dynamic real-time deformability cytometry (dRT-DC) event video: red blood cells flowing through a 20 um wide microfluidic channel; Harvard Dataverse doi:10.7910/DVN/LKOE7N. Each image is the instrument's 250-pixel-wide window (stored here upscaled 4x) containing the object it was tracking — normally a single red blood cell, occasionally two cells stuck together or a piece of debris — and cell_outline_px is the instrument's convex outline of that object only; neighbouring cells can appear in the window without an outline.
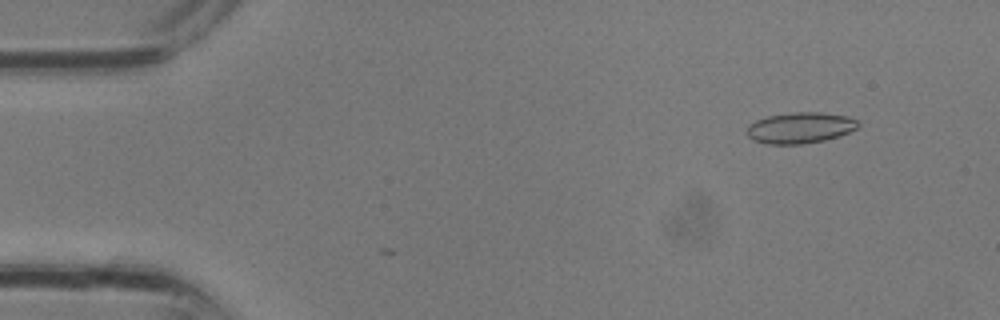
{"species": "common noctule bat (a hibernating species)", "species_latin": "Nyctalus noctula", "temperature_condition": "room temperature", "stored_images_in_passage": 3, "camera_frame_rate_fps": 3000, "um_per_image_px": 0.085, "animal": {"sex": "male", "body_mass_g": 13.3}, "frame": {"image": 1, "passage_image": 1, "time_ms": 0.0, "image_size_px": [1000, 320], "cell_outline_px": [[860, 124], [856, 128], [848, 132], [824, 140], [800, 144], [768, 144], [752, 140], [748, 136], [748, 124], [756, 120], [768, 116], [792, 112], [820, 112], [848, 116], [856, 120]], "centroid_in_image_um": [67.99, 10.85], "position_along_channel_um": 17.0, "area_um2": 19.94}}
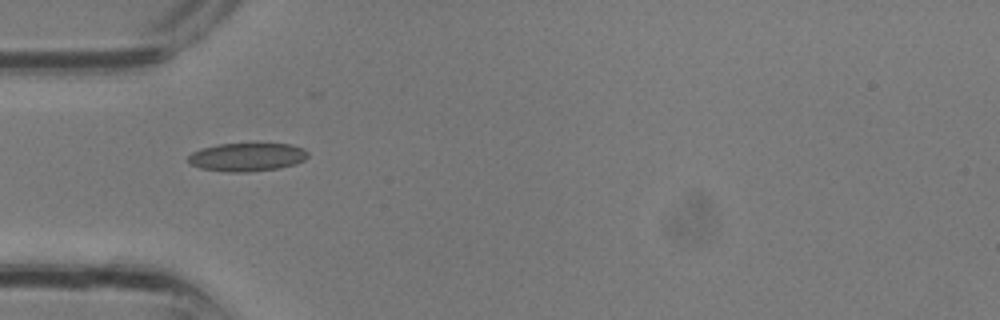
{"frame": {"image": 2, "passage_image": 3, "time_ms": 0.667, "image_size_px": [1000, 320], "cell_outline_px": [[308, 156], [304, 160], [296, 164], [280, 168], [248, 172], [228, 172], [200, 168], [192, 164], [188, 160], [188, 156], [192, 152], [204, 148], [220, 144], [292, 144], [304, 148], [308, 152]], "centroid_in_image_um": [21.04, 13.35], "position_along_channel_um": 64.0, "area_um2": 19.71}}